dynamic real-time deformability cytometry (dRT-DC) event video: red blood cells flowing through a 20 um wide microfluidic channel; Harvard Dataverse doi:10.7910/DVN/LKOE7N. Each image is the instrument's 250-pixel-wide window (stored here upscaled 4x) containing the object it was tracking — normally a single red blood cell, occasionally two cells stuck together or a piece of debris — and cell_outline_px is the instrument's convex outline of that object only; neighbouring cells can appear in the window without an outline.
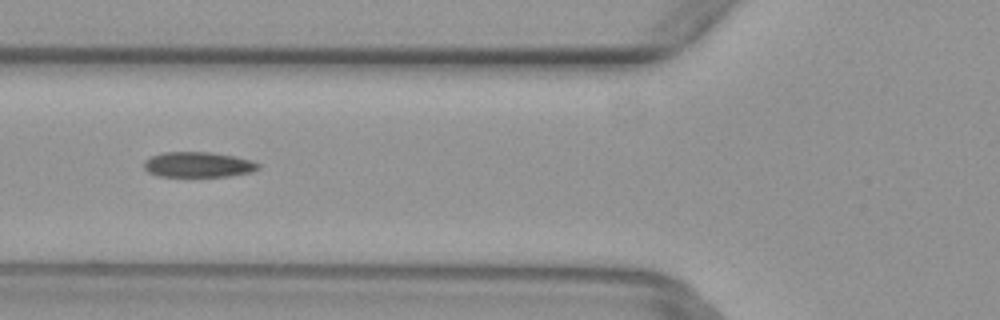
{"species": "common noctule bat (a hibernating species)", "species_latin": "Nyctalus noctula", "temperature_condition": "warm", "stored_images_in_passage": 6, "camera_frame_rate_fps": 3000, "um_per_image_px": 0.085, "animal": {"sex": "female", "body_mass_g": 29.2, "forearm_length_mm": 56.3}, "frame": {"image": 1, "passage_image": 5, "time_ms": 1.333, "image_size_px": [1000, 320], "cell_outline_px": [[260, 168], [252, 172], [232, 176], [160, 176], [148, 172], [144, 168], [144, 160], [152, 156], [164, 152], [212, 152], [252, 160], [260, 164]], "centroid_in_image_um": [16.87, 13.99], "position_along_channel_um": 108.9, "area_um2": 16.88}}